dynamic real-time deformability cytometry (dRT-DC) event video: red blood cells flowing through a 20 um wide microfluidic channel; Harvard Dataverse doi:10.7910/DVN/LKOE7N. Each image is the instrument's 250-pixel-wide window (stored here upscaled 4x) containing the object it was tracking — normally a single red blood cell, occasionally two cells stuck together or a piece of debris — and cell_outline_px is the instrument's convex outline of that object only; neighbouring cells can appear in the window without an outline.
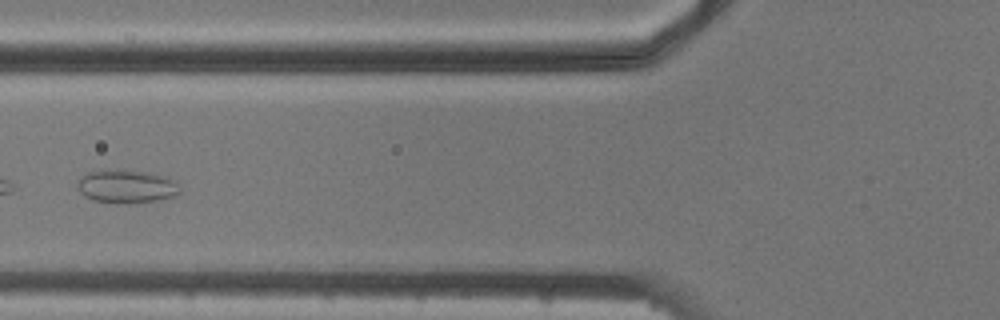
{"species": "common noctule bat (a hibernating species)", "species_latin": "Nyctalus noctula", "temperature_condition": "cold", "stored_images_in_passage": 6, "camera_frame_rate_fps": 3000, "um_per_image_px": 0.085, "animal": {"sex": "male", "body_mass_g": 20.5, "forearm_length_mm": 52.5}, "frame": {"image": 1, "passage_image": 6, "time_ms": 5.667, "image_size_px": [1000, 320], "cell_outline_px": [[180, 192], [176, 196], [136, 204], [124, 204], [92, 200], [84, 196], [76, 188], [76, 184], [80, 176], [88, 172], [100, 168], [140, 172], [160, 176], [176, 180]], "centroid_in_image_um": [10.68, 15.86], "position_along_channel_um": 115.1, "area_um2": 20.11}}